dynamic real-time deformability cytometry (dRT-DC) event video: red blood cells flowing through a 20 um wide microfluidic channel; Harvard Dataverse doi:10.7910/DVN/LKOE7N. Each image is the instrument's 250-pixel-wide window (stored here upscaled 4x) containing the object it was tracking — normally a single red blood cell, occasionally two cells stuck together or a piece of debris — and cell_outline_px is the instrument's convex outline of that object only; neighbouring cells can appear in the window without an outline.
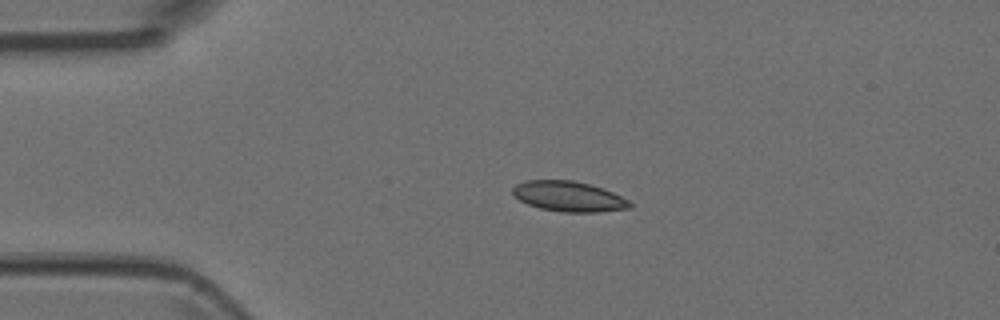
{"species": "Egyptian fruit bat (a non-hibernating species)", "species_latin": "Rousettus aegyptiacus", "temperature_condition": "room temperature", "stored_images_in_passage": 4, "camera_frame_rate_fps": 3000, "um_per_image_px": 0.085, "animal": {"sex": "female"}, "frame": {"image": 1, "passage_image": 3, "time_ms": 0.667, "image_size_px": [1000, 320], "cell_outline_px": [[632, 208], [596, 212], [560, 212], [540, 208], [528, 204], [520, 200], [512, 192], [512, 188], [516, 184], [528, 180], [572, 180], [604, 188], [628, 200], [632, 204]], "centroid_in_image_um": [48.35, 16.7], "position_along_channel_um": 36.7, "area_um2": 20.58}}